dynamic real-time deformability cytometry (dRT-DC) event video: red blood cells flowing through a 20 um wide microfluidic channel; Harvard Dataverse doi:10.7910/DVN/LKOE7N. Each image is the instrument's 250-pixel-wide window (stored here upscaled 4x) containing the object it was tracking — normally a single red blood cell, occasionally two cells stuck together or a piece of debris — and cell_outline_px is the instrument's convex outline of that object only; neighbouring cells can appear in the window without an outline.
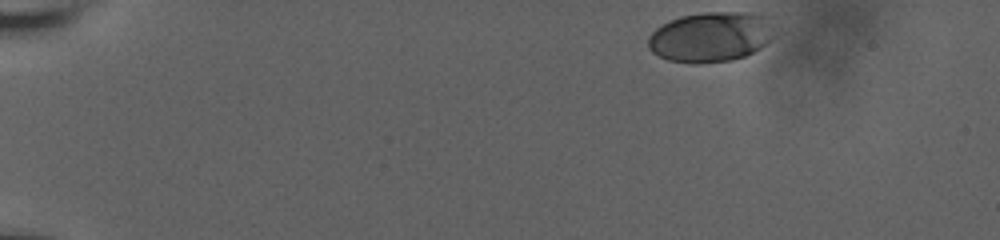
{"species": "human", "species_latin": "Homo sapiens", "temperature_condition": "room temperature", "stored_images_in_passage": 67, "camera_frame_rate_fps": 3000, "um_per_image_px": 0.085, "donor": {"sex": "male"}, "frame": {"image": 1, "passage_image": 1, "time_ms": 0.0, "image_size_px": [1000, 240], "cell_outline_px": [[784, 32], [760, 48], [744, 56], [732, 60], [696, 64], [692, 64], [668, 60], [652, 52], [648, 48], [648, 36], [656, 28], [680, 16], [704, 12], [756, 12], [772, 16]], "centroid_in_image_um": [60.6, 3.1], "position_along_channel_um": 24.4, "area_um2": 38.32}}
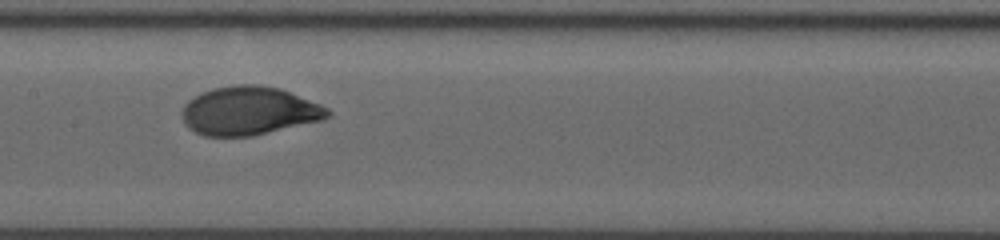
{"frame": {"image": 2, "passage_image": 36, "time_ms": 7.667, "image_size_px": [1000, 240], "cell_outline_px": [[332, 116], [320, 120], [252, 136], [204, 136], [188, 128], [180, 116], [180, 112], [184, 104], [188, 100], [200, 92], [212, 88], [236, 84], [256, 84], [280, 88], [320, 104], [328, 108], [332, 112]], "centroid_in_image_um": [21.13, 9.41], "position_along_channel_um": 186.3, "area_um2": 41.38}}
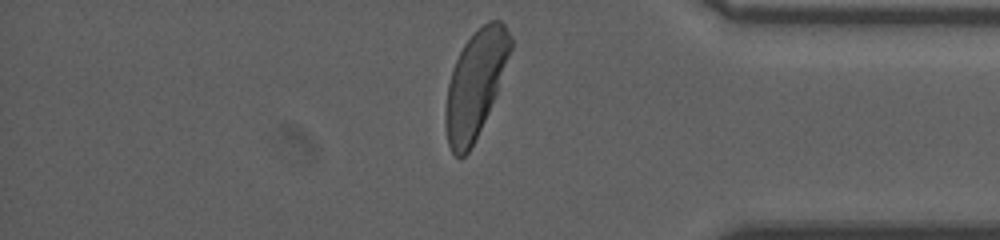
{"frame": {"image": 3, "passage_image": 65, "time_ms": 13.667, "image_size_px": [1000, 240], "cell_outline_px": [[512, 48], [496, 92], [488, 112], [468, 152], [464, 156], [456, 156], [452, 152], [448, 144], [444, 124], [444, 112], [448, 84], [452, 68], [464, 44], [488, 20], [500, 20], [504, 24], [512, 36]], "centroid_in_image_um": [40.38, 7.13], "position_along_channel_um": 394.8, "area_um2": 39.59}, "authors_computed_cell_mechanics": {"area_um2": 40.1132, "velocity_mm_per_s": 3.7394, "shape_relaxation_time_tau1_ms": 2.0743, "shape_relaxation_time_tau2_ms": null, "deformation_change_tau1": 0.138, "deformation_change_tau2": null}}